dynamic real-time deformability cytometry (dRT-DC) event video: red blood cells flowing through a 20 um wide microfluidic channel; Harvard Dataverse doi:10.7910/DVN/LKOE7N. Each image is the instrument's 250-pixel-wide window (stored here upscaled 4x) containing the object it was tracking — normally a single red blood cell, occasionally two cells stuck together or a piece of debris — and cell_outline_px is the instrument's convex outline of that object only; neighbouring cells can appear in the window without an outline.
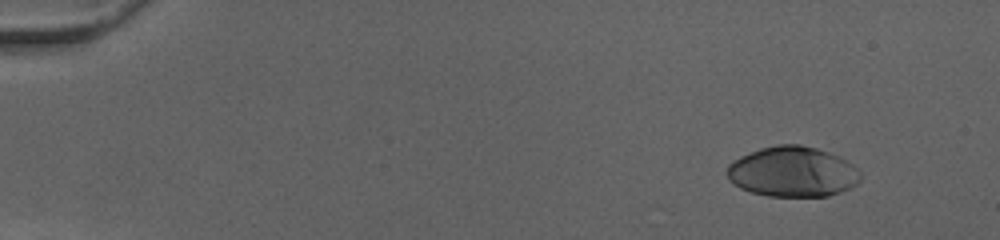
{"species": "human", "species_latin": "Homo sapiens", "temperature_condition": "cold", "stored_images_in_passage": 41, "camera_frame_rate_fps": 3000, "um_per_image_px": 0.085, "donor": {"sex": "female"}, "frame": {"image": 1, "passage_image": 1, "time_ms": 0.0, "image_size_px": [1000, 240], "cell_outline_px": [[860, 180], [856, 184], [840, 192], [828, 196], [768, 196], [752, 192], [740, 188], [728, 180], [728, 164], [740, 156], [760, 148], [776, 144], [800, 144], [816, 148], [828, 152], [852, 164], [860, 172]], "centroid_in_image_um": [67.35, 14.6], "position_along_channel_um": 17.7, "area_um2": 38.96}}
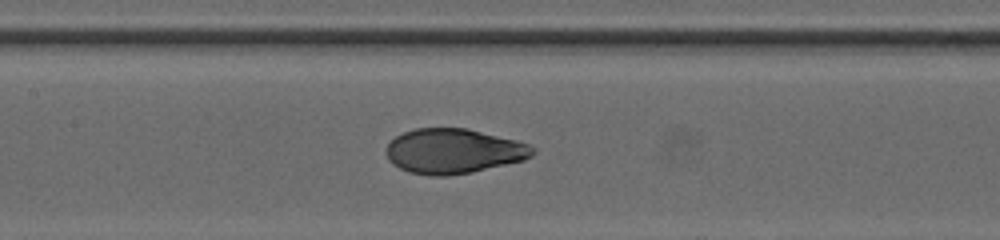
{"frame": {"image": 2, "passage_image": 22, "time_ms": 7.0, "image_size_px": [1000, 240], "cell_outline_px": [[536, 152], [532, 156], [524, 160], [472, 172], [448, 176], [428, 176], [408, 172], [392, 164], [388, 160], [384, 152], [384, 148], [396, 136], [404, 132], [416, 128], [468, 128], [516, 140], [528, 144], [536, 148]], "centroid_in_image_um": [38.53, 12.85], "position_along_channel_um": 168.9, "area_um2": 38.67}}
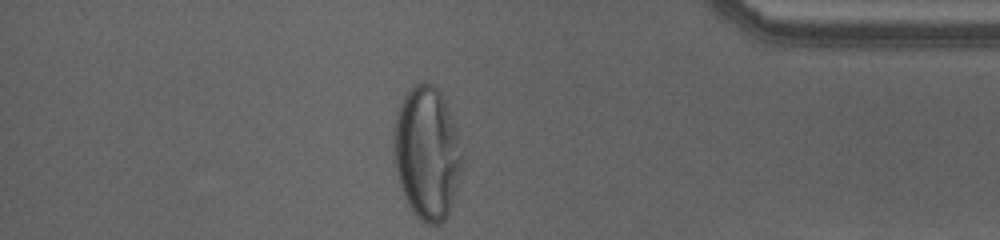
{"frame": {"image": 3, "passage_image": 41, "time_ms": 13.333, "image_size_px": [1000, 240], "cell_outline_px": [[460, 168], [452, 204], [448, 216], [440, 224], [428, 224], [408, 204], [400, 184], [392, 160], [392, 148], [396, 112], [404, 96], [416, 84], [424, 80], [432, 84], [440, 92], [444, 100], [456, 132], [460, 156]], "centroid_in_image_um": [36.23, 12.98], "position_along_channel_um": 399.0, "area_um2": 51.9}, "authors_computed_cell_mechanics": {"area_um2": 39.015, "velocity_mm_per_s": 4.0262, "shape_relaxation_time_tau1_ms": 6.5909, "shape_relaxation_time_tau2_ms": null, "deformation_change_tau1": 0.2636, "deformation_change_tau2": null}}